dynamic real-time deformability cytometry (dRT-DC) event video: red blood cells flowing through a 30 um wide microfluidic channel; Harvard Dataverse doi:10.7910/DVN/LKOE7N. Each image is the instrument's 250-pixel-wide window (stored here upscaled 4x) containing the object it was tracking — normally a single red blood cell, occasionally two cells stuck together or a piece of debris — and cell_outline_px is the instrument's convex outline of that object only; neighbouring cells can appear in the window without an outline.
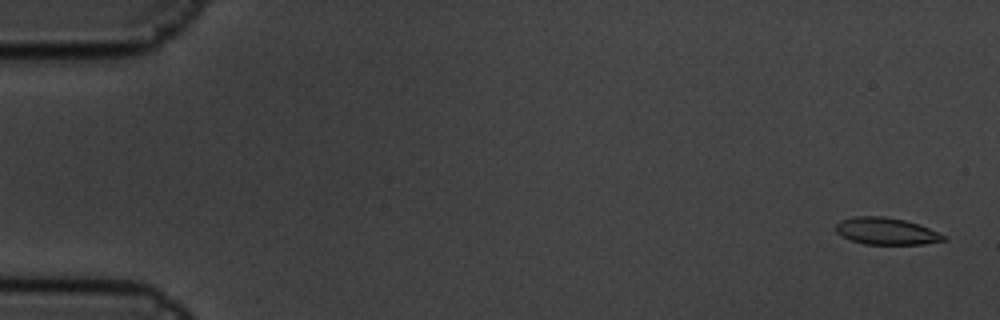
{"species": "common noctule bat (a hibernating species)", "species_latin": "Nyctalus noctula", "temperature_condition": "cold", "stored_images_in_passage": 6, "camera_frame_rate_fps": 3000, "um_per_image_px": 0.085, "animal": {"sex": "male", "body_mass_g": 19.5, "forearm_length_mm": 54.6}, "frame": {"image": 1, "passage_image": 1, "time_ms": 0.0, "image_size_px": [1000, 320], "cell_outline_px": [[944, 240], [924, 244], [864, 244], [852, 240], [836, 232], [836, 224], [840, 220], [852, 216], [884, 216], [904, 220], [928, 228], [944, 236]], "centroid_in_image_um": [75.27, 19.64], "position_along_channel_um": 9.7, "area_um2": 16.59}}
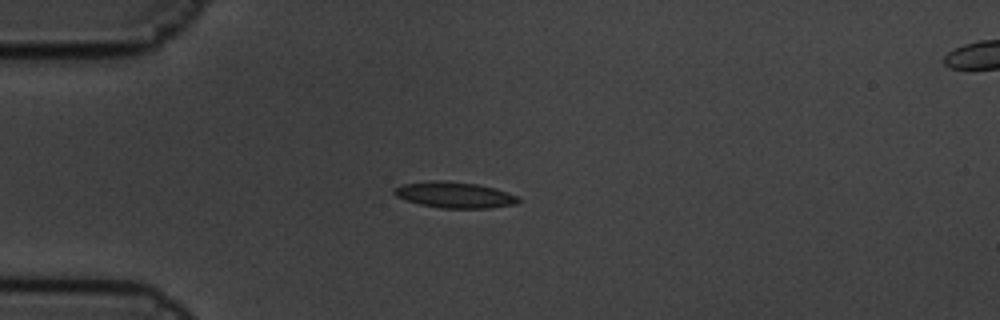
{"frame": {"image": 2, "passage_image": 4, "time_ms": 1.0, "image_size_px": [1000, 320], "cell_outline_px": [[520, 200], [516, 204], [488, 208], [440, 208], [420, 204], [396, 196], [392, 192], [396, 188], [404, 184], [432, 180], [444, 180], [476, 184], [496, 188], [516, 196]], "centroid_in_image_um": [38.64, 16.56], "position_along_channel_um": 46.4, "area_um2": 18.61}}
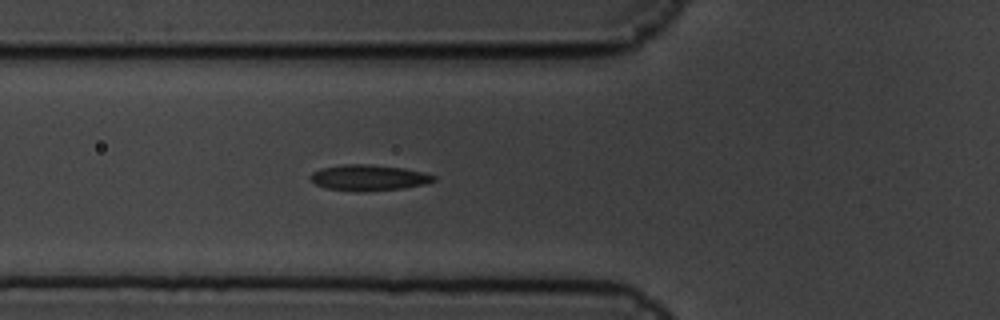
{"frame": {"image": 3, "passage_image": 6, "time_ms": 1.667, "image_size_px": [1000, 320], "cell_outline_px": [[436, 180], [428, 184], [404, 188], [368, 192], [356, 192], [328, 188], [316, 184], [308, 176], [312, 172], [320, 168], [344, 164], [372, 164], [404, 168], [424, 172], [436, 176]], "centroid_in_image_um": [31.37, 15.11], "position_along_channel_um": 94.4, "area_um2": 18.96}}